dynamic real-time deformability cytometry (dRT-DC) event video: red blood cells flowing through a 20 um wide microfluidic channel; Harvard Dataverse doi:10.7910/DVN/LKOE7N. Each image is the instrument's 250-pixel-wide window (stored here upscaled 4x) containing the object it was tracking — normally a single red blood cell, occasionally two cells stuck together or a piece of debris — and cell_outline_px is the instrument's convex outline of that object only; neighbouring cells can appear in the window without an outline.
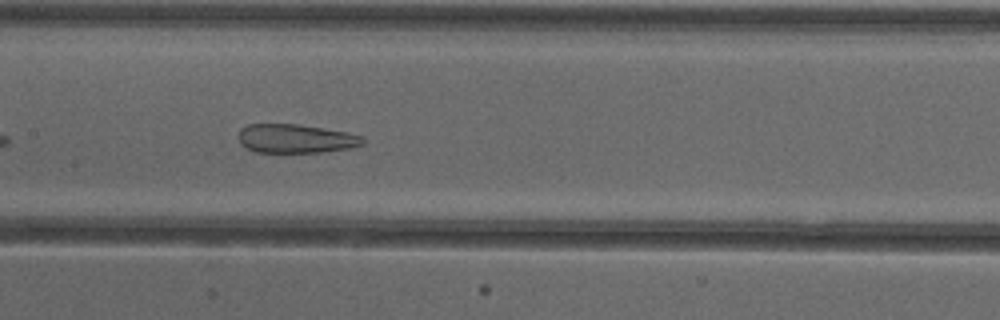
{"species": "common noctule bat (a hibernating species)", "species_latin": "Nyctalus noctula", "temperature_condition": "cold", "stored_images_in_passage": 37, "camera_frame_rate_fps": 3000, "um_per_image_px": 0.085, "animal": {"sex": "female"}, "frame": {"image": 1, "passage_image": 11, "time_ms": 3.333, "image_size_px": [1000, 320], "cell_outline_px": [[368, 140], [364, 144], [352, 148], [320, 152], [256, 152], [240, 144], [236, 136], [240, 128], [248, 124], [296, 124], [324, 128], [348, 132], [364, 136]], "centroid_in_image_um": [25.16, 11.77], "position_along_channel_um": 182.2, "area_um2": 21.27}, "authors_computed_cell_mechanics": {"area_um2": 24.3916, "velocity_mm_per_s": 3.8853, "shape_relaxation_time_tau1_ms": null, "shape_relaxation_time_tau2_ms": 2.1152, "deformation_change_tau1": null, "deformation_change_tau2": 0.1144}}